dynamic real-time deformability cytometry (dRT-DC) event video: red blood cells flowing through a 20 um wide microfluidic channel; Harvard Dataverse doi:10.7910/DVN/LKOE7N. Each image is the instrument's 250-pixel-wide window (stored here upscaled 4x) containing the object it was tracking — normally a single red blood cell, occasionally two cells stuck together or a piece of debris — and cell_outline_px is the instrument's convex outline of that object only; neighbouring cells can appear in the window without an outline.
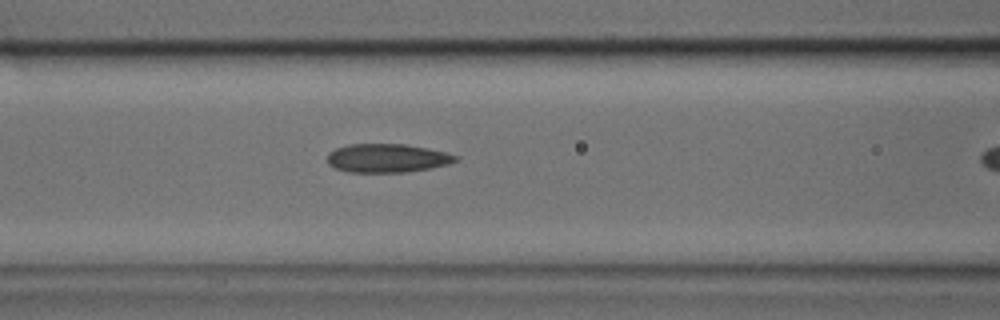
{"species": "common noctule bat (a hibernating species)", "species_latin": "Nyctalus noctula", "temperature_condition": "cold", "stored_images_in_passage": 8, "camera_frame_rate_fps": 3000, "um_per_image_px": 0.085, "animal": {"sex": "male", "body_mass_g": 17.9, "forearm_length_mm": 54.2}, "frame": {"image": 1, "passage_image": 7, "time_ms": 2.0, "image_size_px": [1000, 320], "cell_outline_px": [[460, 160], [448, 164], [428, 168], [404, 172], [348, 172], [336, 168], [328, 164], [328, 152], [336, 148], [348, 144], [404, 144], [428, 148], [460, 156]], "centroid_in_image_um": [32.91, 13.43], "position_along_channel_um": 133.7, "area_um2": 21.39}}